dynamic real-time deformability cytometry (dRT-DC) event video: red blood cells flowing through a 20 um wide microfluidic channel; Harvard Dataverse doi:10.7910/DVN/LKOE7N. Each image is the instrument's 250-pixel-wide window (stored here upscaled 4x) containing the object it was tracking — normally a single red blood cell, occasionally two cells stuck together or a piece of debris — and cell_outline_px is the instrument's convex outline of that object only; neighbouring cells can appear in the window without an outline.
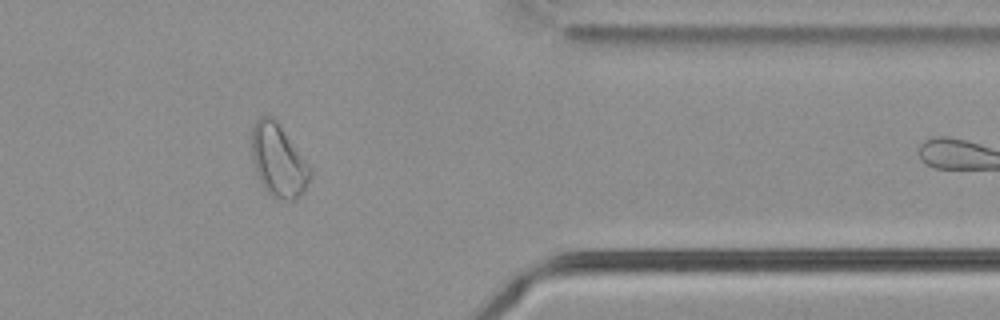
{"species": "common noctule bat (a hibernating species)", "species_latin": "Nyctalus noctula", "temperature_condition": "cold", "stored_images_in_passage": 24, "camera_frame_rate_fps": 3000, "um_per_image_px": 0.085, "animal": {"sex": "male", "body_mass_g": 21.5, "forearm_length_mm": 52.0}, "frame": {"image": 1, "passage_image": 21, "time_ms": 6.667, "image_size_px": [1000, 320], "cell_outline_px": [[312, 176], [304, 192], [296, 200], [276, 200], [264, 188], [256, 172], [252, 160], [248, 140], [252, 128], [256, 120], [260, 116], [272, 116], [276, 120], [312, 168]], "centroid_in_image_um": [23.64, 13.65], "position_along_channel_um": 387.8, "area_um2": 25.43}}